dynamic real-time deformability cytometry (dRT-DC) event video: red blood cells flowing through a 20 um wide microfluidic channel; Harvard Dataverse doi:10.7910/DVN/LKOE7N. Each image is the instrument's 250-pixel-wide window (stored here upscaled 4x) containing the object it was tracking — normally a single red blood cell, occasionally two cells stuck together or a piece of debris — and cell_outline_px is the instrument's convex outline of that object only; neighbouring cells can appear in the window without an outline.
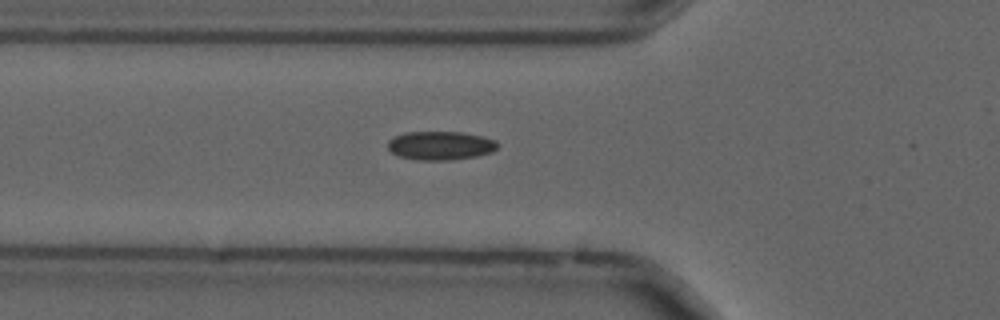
{"species": "common noctule bat (a hibernating species)", "species_latin": "Nyctalus noctula", "temperature_condition": "cold", "stored_images_in_passage": 34, "camera_frame_rate_fps": 3000, "um_per_image_px": 0.085, "animal": {"sex": "male", "forearm_length_mm": 52.5}, "frame": {"image": 1, "passage_image": 2, "time_ms": 0.333, "image_size_px": [1000, 320], "cell_outline_px": [[500, 144], [492, 152], [476, 156], [452, 160], [420, 160], [400, 156], [392, 152], [388, 148], [388, 140], [404, 132], [464, 132], [484, 136], [496, 140]], "centroid_in_image_um": [37.48, 12.36], "position_along_channel_um": 88.3, "area_um2": 18.44}}
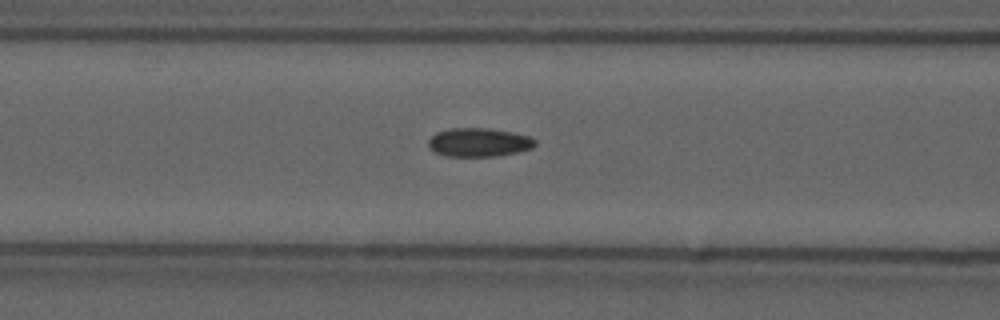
{"frame": {"image": 2, "passage_image": 5, "time_ms": 1.333, "image_size_px": [1000, 320], "cell_outline_px": [[536, 144], [532, 148], [516, 152], [496, 156], [448, 156], [436, 152], [428, 144], [428, 140], [436, 132], [448, 128], [488, 128], [512, 132], [528, 136], [536, 140]], "centroid_in_image_um": [40.71, 12.09], "position_along_channel_um": 125.9, "area_um2": 17.69}}
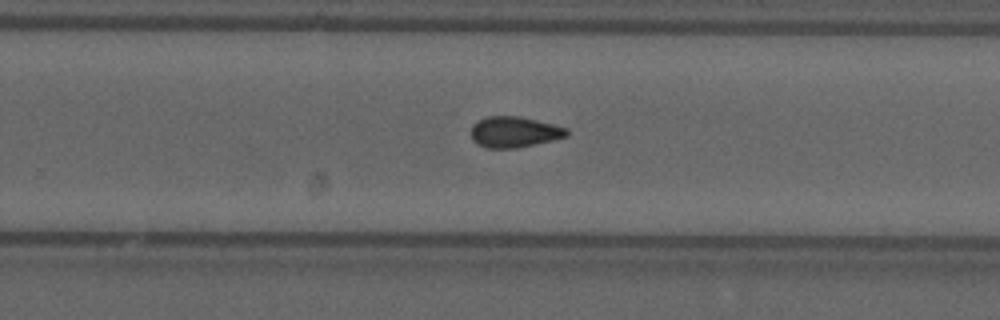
{"frame": {"image": 3, "passage_image": 18, "time_ms": 5.667, "image_size_px": [1000, 320], "cell_outline_px": [[568, 136], [552, 140], [516, 148], [488, 148], [476, 144], [472, 140], [472, 124], [476, 120], [488, 116], [520, 116], [568, 128]], "centroid_in_image_um": [43.69, 11.21], "position_along_channel_um": 286.1, "area_um2": 17.22}}